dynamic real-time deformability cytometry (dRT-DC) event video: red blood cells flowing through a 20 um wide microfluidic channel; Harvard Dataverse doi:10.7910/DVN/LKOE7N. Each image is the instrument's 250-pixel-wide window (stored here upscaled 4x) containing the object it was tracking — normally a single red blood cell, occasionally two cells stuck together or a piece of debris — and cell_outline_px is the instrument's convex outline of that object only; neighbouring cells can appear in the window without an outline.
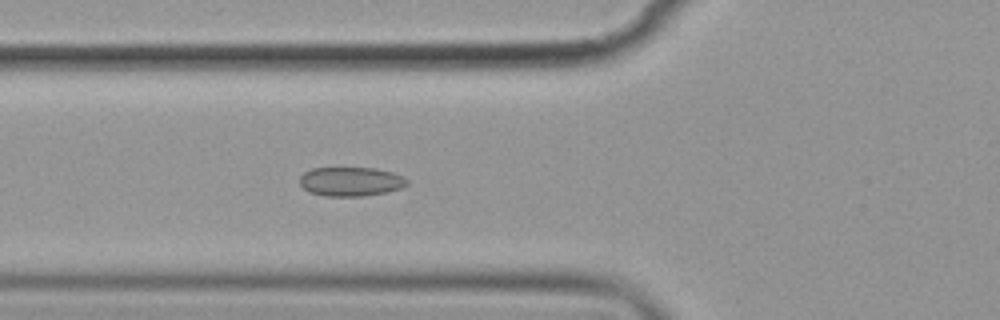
{"species": "common noctule bat (a hibernating species)", "species_latin": "Nyctalus noctula", "temperature_condition": "cold", "stored_images_in_passage": 6, "camera_frame_rate_fps": 3000, "um_per_image_px": 0.085, "animal": {"sex": "female", "body_mass_g": 19.9}, "frame": {"image": 1, "passage_image": 6, "time_ms": 6.0, "image_size_px": [1000, 320], "cell_outline_px": [[408, 184], [400, 188], [388, 192], [364, 196], [324, 196], [308, 192], [300, 184], [300, 176], [304, 172], [312, 168], [376, 168], [392, 172], [404, 176], [408, 180]], "centroid_in_image_um": [29.82, 15.43], "position_along_channel_um": 96.0, "area_um2": 18.38}}